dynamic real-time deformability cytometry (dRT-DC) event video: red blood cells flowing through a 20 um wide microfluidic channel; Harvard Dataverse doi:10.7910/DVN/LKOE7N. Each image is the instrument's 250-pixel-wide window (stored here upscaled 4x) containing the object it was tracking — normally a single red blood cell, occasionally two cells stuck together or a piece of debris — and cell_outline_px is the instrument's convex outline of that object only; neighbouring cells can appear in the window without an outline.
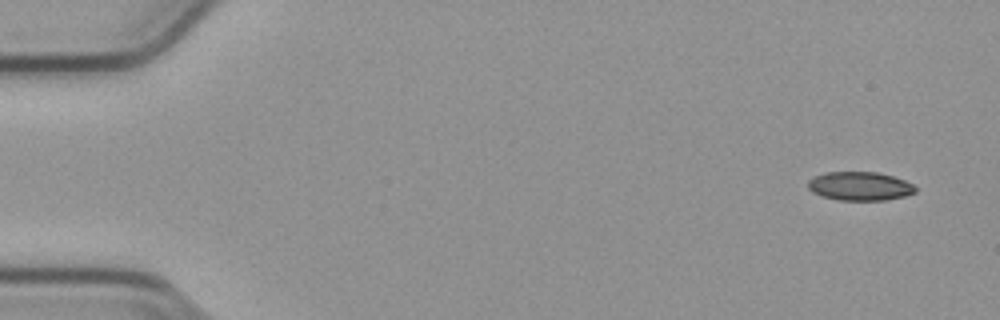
{"species": "common noctule bat (a hibernating species)", "species_latin": "Nyctalus noctula", "temperature_condition": "cold", "stored_images_in_passage": 50, "camera_frame_rate_fps": 3000, "um_per_image_px": 0.085, "animal": {"sex": "male", "body_mass_g": 23.1, "forearm_length_mm": 52.7}, "frame": {"image": 1, "passage_image": 1, "time_ms": 0.0, "image_size_px": [1000, 320], "cell_outline_px": [[916, 192], [904, 196], [884, 200], [840, 200], [820, 196], [812, 192], [808, 188], [808, 180], [812, 176], [824, 172], [880, 172], [904, 180], [912, 184], [916, 188]], "centroid_in_image_um": [73.04, 15.81], "position_along_channel_um": 12.0, "area_um2": 18.09}}
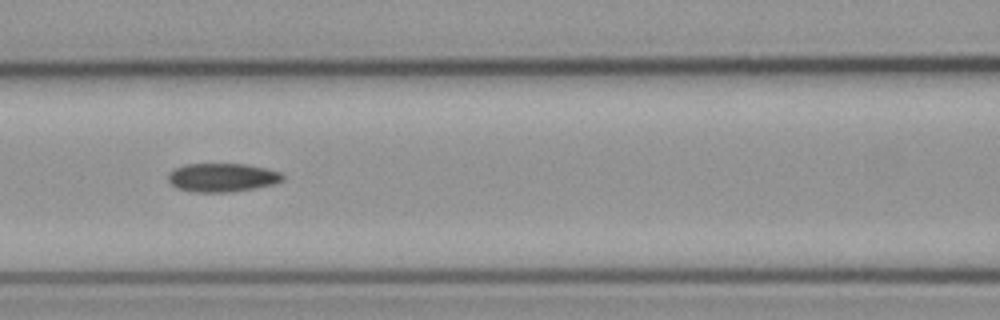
{"frame": {"image": 2, "passage_image": 22, "time_ms": 7.0, "image_size_px": [1000, 320], "cell_outline_px": [[284, 180], [276, 184], [252, 188], [224, 192], [196, 192], [176, 188], [168, 180], [168, 172], [184, 164], [244, 164], [264, 168], [280, 172], [284, 176]], "centroid_in_image_um": [18.88, 15.08], "position_along_channel_um": 147.7, "area_um2": 18.96}}
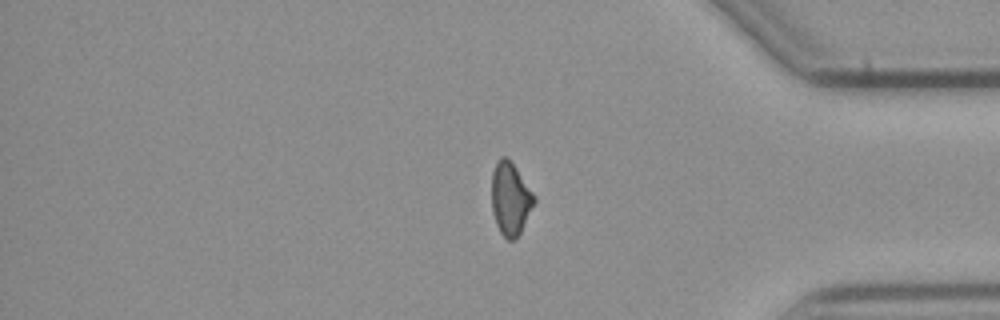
{"frame": {"image": 3, "passage_image": 43, "time_ms": 14.0, "image_size_px": [1000, 320], "cell_outline_px": [[536, 200], [520, 232], [512, 240], [508, 240], [500, 232], [496, 224], [492, 212], [492, 172], [496, 160], [500, 156], [508, 156], [536, 196]], "centroid_in_image_um": [43.37, 16.83], "position_along_channel_um": 391.8, "area_um2": 18.09}}